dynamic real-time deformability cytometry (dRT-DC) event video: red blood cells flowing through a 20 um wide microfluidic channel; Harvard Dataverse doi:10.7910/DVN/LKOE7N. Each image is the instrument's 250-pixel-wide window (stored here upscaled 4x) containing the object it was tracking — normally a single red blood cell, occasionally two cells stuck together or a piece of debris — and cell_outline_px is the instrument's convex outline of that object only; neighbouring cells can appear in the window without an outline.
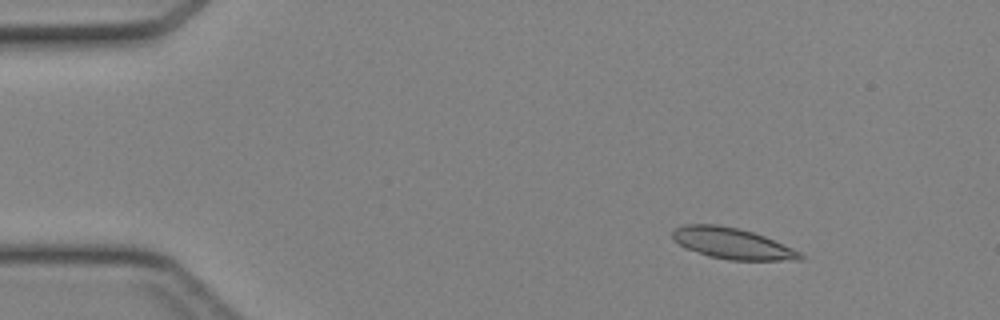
{"species": "Egyptian fruit bat (a non-hibernating species)", "species_latin": "Rousettus aegyptiacus", "temperature_condition": "cold", "stored_images_in_passage": 46, "camera_frame_rate_fps": 3000, "um_per_image_px": 0.085, "animal": {"sex": "female"}, "frame": {"image": 1, "passage_image": 7, "time_ms": 2.0, "image_size_px": [1000, 320], "cell_outline_px": [[804, 260], [728, 260], [708, 256], [684, 248], [672, 236], [672, 228], [684, 224], [716, 224], [740, 228], [764, 236], [792, 248], [800, 252], [804, 256]], "centroid_in_image_um": [62.21, 20.69], "position_along_channel_um": 22.8, "area_um2": 23.18}}
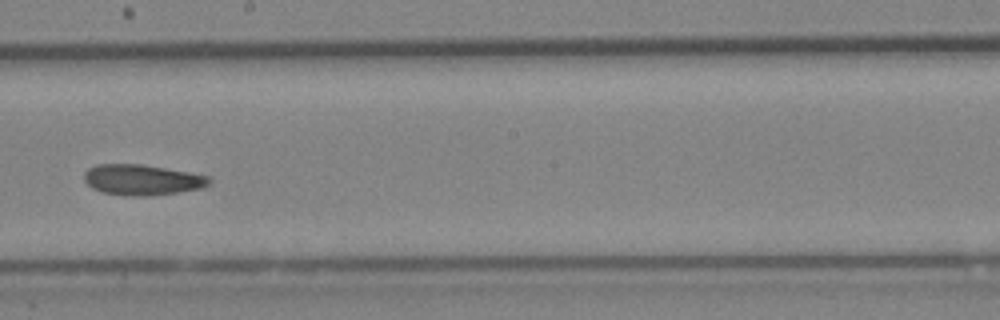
{"frame": {"image": 2, "passage_image": 27, "time_ms": 8.667, "image_size_px": [1000, 320], "cell_outline_px": [[212, 184], [204, 188], [148, 196], [124, 196], [104, 192], [92, 188], [84, 180], [84, 172], [88, 168], [96, 164], [140, 164], [188, 172], [208, 176], [212, 180]], "centroid_in_image_um": [12.08, 15.29], "position_along_channel_um": 236.1, "area_um2": 22.37}}
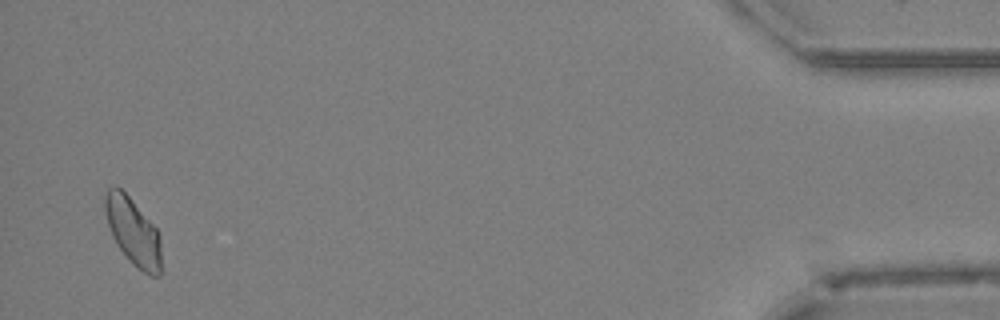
{"frame": {"image": 3, "passage_image": 45, "time_ms": 14.667, "image_size_px": [1000, 320], "cell_outline_px": [[160, 276], [148, 276], [132, 264], [116, 244], [112, 236], [108, 224], [104, 208], [104, 196], [108, 188], [120, 188], [132, 200], [156, 228], [160, 236]], "centroid_in_image_um": [11.3, 19.72], "position_along_channel_um": 423.9, "area_um2": 21.85}}